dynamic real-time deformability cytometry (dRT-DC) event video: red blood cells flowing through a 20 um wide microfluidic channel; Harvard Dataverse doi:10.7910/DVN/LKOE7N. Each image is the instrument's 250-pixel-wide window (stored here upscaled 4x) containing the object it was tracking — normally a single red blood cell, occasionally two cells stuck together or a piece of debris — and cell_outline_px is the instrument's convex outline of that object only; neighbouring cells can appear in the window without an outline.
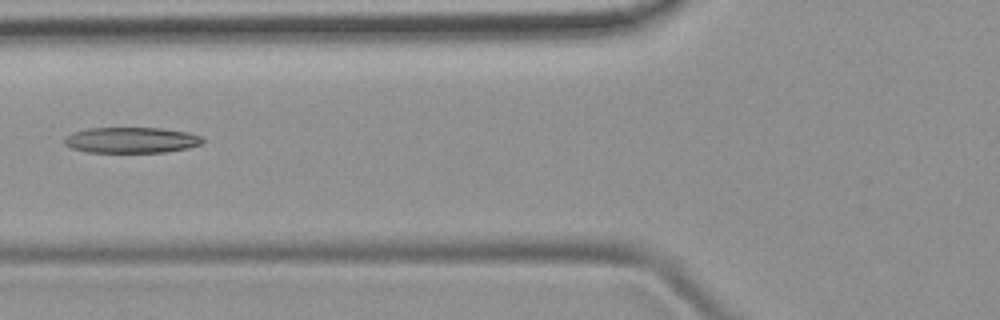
{"species": "common noctule bat (a hibernating species)", "species_latin": "Nyctalus noctula", "temperature_condition": "room temperature", "stored_images_in_passage": 3, "camera_frame_rate_fps": 3000, "um_per_image_px": 0.085, "animal": {"sex": "female", "body_mass_g": 19.9}, "frame": {"image": 1, "passage_image": 2, "time_ms": 1.333, "image_size_px": [1000, 320], "cell_outline_px": [[204, 144], [188, 148], [164, 152], [88, 152], [72, 148], [64, 144], [64, 140], [72, 132], [88, 128], [160, 128], [188, 132], [200, 136], [204, 140]], "centroid_in_image_um": [11.19, 11.91], "position_along_channel_um": 114.6, "area_um2": 20.75}}
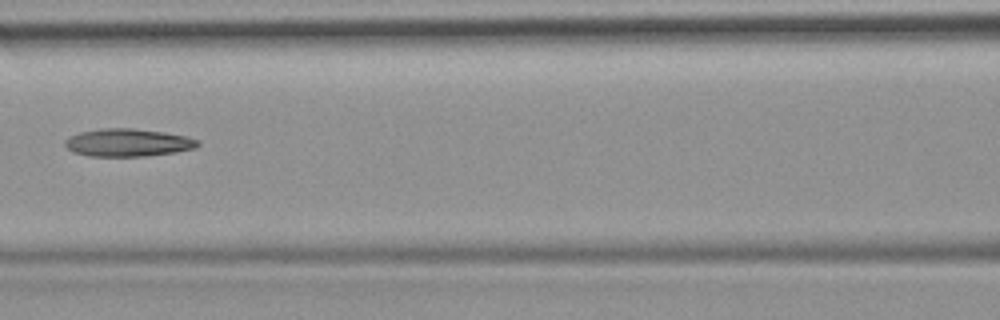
{"frame": {"image": 2, "passage_image": 3, "time_ms": 2.333, "image_size_px": [1000, 320], "cell_outline_px": [[200, 144], [196, 148], [172, 152], [144, 156], [88, 156], [72, 152], [64, 144], [64, 140], [68, 136], [80, 132], [100, 128], [132, 128], [164, 132], [184, 136], [200, 140]], "centroid_in_image_um": [10.83, 12.11], "position_along_channel_um": 155.8, "area_um2": 21.5}}